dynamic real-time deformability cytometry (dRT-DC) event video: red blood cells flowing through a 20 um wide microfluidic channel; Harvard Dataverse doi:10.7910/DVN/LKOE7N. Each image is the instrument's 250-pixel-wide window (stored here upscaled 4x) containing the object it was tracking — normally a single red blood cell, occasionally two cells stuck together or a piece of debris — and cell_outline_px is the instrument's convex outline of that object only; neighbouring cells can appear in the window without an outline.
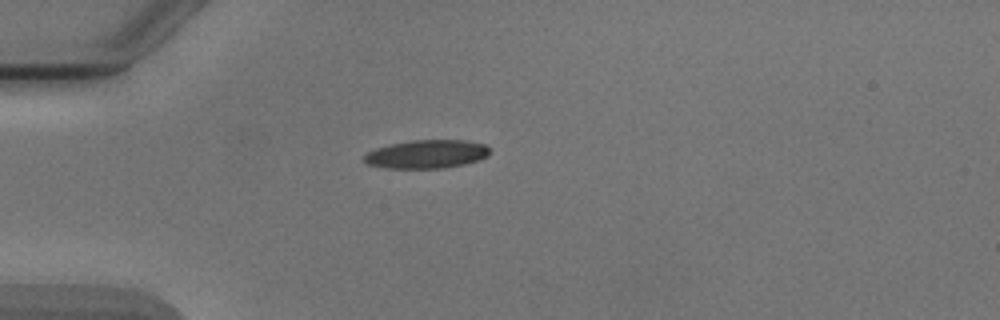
{"species": "Egyptian fruit bat (a non-hibernating species)", "species_latin": "Rousettus aegyptiacus", "temperature_condition": "cold", "stored_images_in_passage": 1, "camera_frame_rate_fps": 3000, "um_per_image_px": 0.085, "animal": {"sex": "male"}, "frame": {"image": 1, "passage_image": 1, "time_ms": 0.0, "image_size_px": [1000, 320], "cell_outline_px": [[488, 156], [480, 160], [464, 164], [444, 168], [384, 168], [368, 164], [364, 160], [364, 156], [368, 152], [376, 148], [392, 144], [412, 140], [464, 140], [484, 144], [488, 148]], "centroid_in_image_um": [36.27, 13.1], "position_along_channel_um": 48.7, "area_um2": 20.69}}